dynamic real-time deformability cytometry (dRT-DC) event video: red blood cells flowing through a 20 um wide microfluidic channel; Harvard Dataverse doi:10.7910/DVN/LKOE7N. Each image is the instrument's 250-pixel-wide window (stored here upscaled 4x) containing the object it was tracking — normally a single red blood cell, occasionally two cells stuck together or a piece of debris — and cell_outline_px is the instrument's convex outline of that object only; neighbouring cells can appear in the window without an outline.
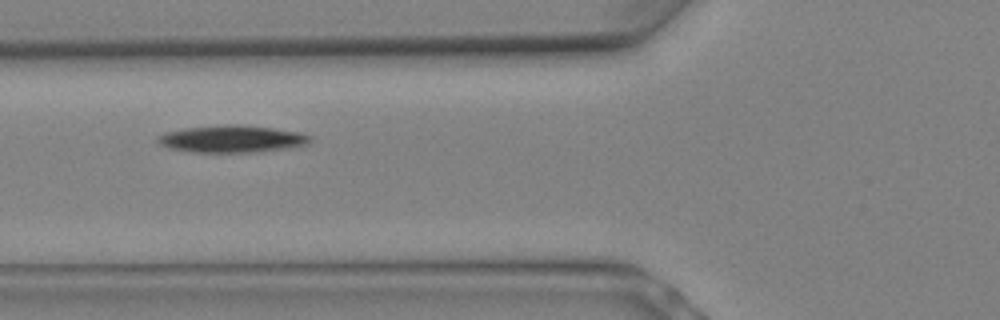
{"species": "Egyptian fruit bat (a non-hibernating species)", "species_latin": "Rousettus aegyptiacus", "temperature_condition": "warm", "stored_images_in_passage": 4, "camera_frame_rate_fps": 3000, "um_per_image_px": 0.085, "animal": {"sex": "female"}, "frame": {"image": 1, "passage_image": 3, "time_ms": 0.667, "image_size_px": [1000, 320], "cell_outline_px": [[312, 144], [292, 148], [260, 152], [192, 152], [168, 148], [160, 144], [156, 140], [156, 136], [164, 132], [184, 128], [224, 124], [236, 124], [272, 128], [300, 132], [312, 136]], "centroid_in_image_um": [19.75, 11.81], "position_along_channel_um": 106.0, "area_um2": 24.62}}